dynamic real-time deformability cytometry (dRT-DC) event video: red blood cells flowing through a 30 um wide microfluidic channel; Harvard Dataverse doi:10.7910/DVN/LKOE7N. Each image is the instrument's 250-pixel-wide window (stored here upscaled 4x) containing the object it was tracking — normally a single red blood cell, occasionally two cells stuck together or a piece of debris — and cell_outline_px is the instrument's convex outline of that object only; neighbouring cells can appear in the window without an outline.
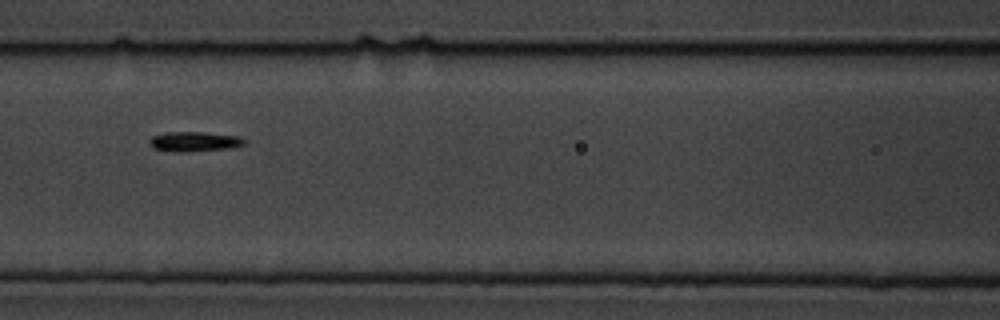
{"species": "common noctule bat (a hibernating species)", "species_latin": "Nyctalus noctula", "temperature_condition": "cold", "stored_images_in_passage": 13, "camera_frame_rate_fps": 3000, "um_per_image_px": 0.085, "animal": {"sex": "male", "body_mass_g": 19.5, "forearm_length_mm": 54.6}, "frame": {"image": 1, "passage_image": 7, "time_ms": 7.667, "image_size_px": [1000, 320], "cell_outline_px": [[248, 140], [244, 144], [228, 148], [176, 152], [152, 148], [148, 144], [148, 140], [152, 136], [164, 132], [204, 132], [240, 136]], "centroid_in_image_um": [16.48, 12.01], "position_along_channel_um": 150.1, "area_um2": 10.98}}
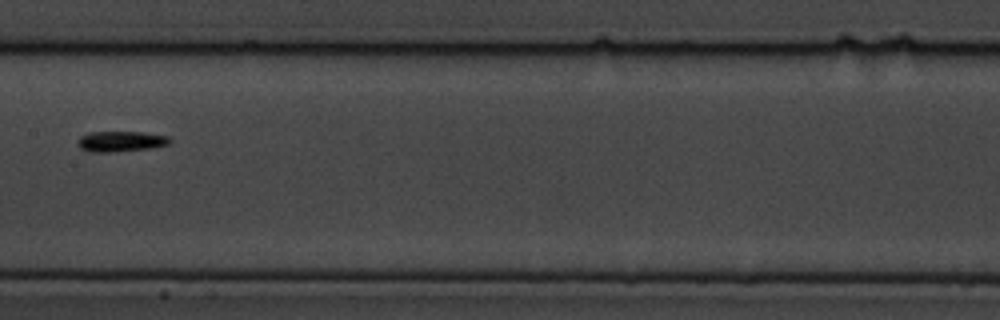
{"frame": {"image": 2, "passage_image": 8, "time_ms": 9.0, "image_size_px": [1000, 320], "cell_outline_px": [[172, 140], [168, 144], [152, 148], [112, 152], [88, 152], [80, 148], [76, 140], [80, 136], [88, 132], [144, 132], [168, 136]], "centroid_in_image_um": [10.24, 12.02], "position_along_channel_um": 197.2, "area_um2": 11.16}}
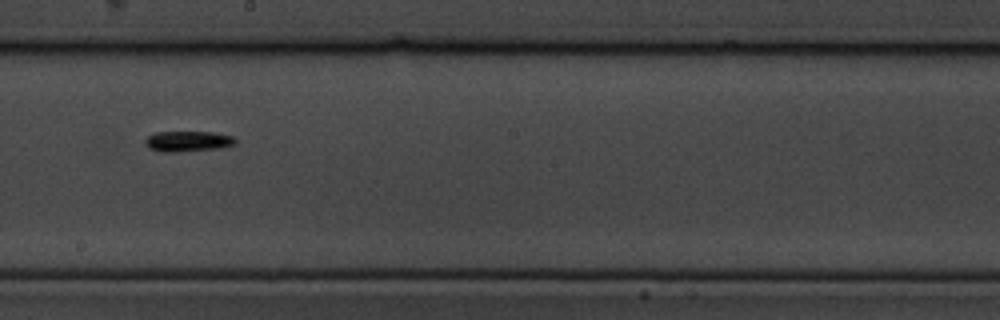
{"frame": {"image": 3, "passage_image": 9, "time_ms": 10.0, "image_size_px": [1000, 320], "cell_outline_px": [[236, 144], [220, 148], [176, 152], [164, 152], [148, 148], [144, 144], [144, 140], [148, 136], [156, 132], [212, 132], [236, 136]], "centroid_in_image_um": [15.98, 12.01], "position_along_channel_um": 232.2, "area_um2": 10.92}, "authors_computed_cell_mechanics": {"area_um2": 10.9242, "velocity_mm_per_s": 3.5352, "shape_relaxation_time_tau1_ms": null, "shape_relaxation_time_tau2_ms": 5.442, "deformation_change_tau1": null, "deformation_change_tau2": null}}